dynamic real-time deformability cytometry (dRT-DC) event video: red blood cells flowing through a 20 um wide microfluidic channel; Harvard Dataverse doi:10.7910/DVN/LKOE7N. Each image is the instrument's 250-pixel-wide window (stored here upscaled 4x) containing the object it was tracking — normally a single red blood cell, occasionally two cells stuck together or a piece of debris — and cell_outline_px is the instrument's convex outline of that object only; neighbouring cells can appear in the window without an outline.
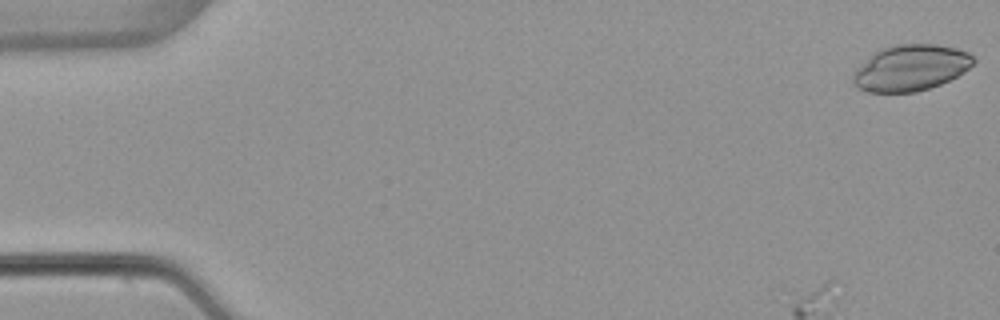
{"species": "common noctule bat (a hibernating species)", "species_latin": "Nyctalus noctula", "temperature_condition": "warm", "stored_images_in_passage": 52, "segment_of_instrument_passage": [1, 3], "camera_frame_rate_fps": 3000, "um_per_image_px": 0.085, "animal": {"sex": "female", "body_mass_g": 22.7, "forearm_length_mm": 54.2}, "frame": {"image": 1, "passage_image": 1, "time_ms": 0.0, "image_size_px": [1000, 320], "cell_outline_px": [[976, 60], [964, 72], [940, 84], [916, 92], [868, 92], [852, 84], [852, 76], [856, 68], [872, 52], [880, 48], [896, 44], [936, 44], [956, 48], [968, 52]], "centroid_in_image_um": [77.37, 5.75], "position_along_channel_um": 7.6, "area_um2": 32.43}}